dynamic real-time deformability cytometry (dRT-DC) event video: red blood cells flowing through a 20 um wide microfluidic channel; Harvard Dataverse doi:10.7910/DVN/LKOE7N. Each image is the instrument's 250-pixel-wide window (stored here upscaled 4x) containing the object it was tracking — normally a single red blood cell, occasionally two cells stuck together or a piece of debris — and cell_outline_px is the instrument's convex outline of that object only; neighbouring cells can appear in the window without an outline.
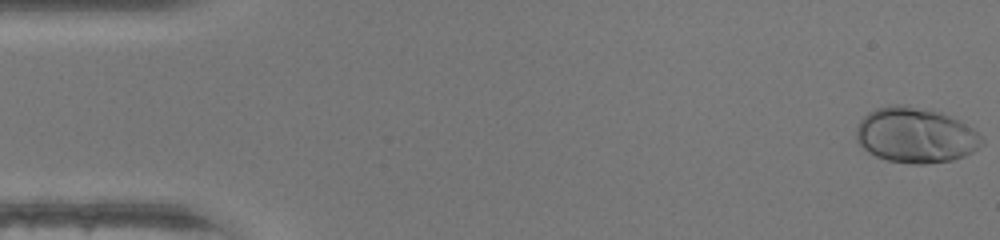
{"species": "human", "species_latin": "Homo sapiens", "temperature_condition": "warm", "stored_images_in_passage": 10, "camera_frame_rate_fps": 3000, "um_per_image_px": 0.085, "donor": {"sex": "female"}, "frame": {"image": 1, "passage_image": 1, "time_ms": 0.0, "image_size_px": [1000, 240], "cell_outline_px": [[984, 144], [972, 152], [964, 156], [952, 160], [924, 164], [912, 164], [888, 160], [876, 156], [868, 152], [856, 140], [856, 128], [860, 120], [868, 112], [876, 108], [896, 104], [908, 104], [940, 112], [972, 128], [984, 140]], "centroid_in_image_um": [77.8, 11.49], "position_along_channel_um": 7.2, "area_um2": 40.46}}